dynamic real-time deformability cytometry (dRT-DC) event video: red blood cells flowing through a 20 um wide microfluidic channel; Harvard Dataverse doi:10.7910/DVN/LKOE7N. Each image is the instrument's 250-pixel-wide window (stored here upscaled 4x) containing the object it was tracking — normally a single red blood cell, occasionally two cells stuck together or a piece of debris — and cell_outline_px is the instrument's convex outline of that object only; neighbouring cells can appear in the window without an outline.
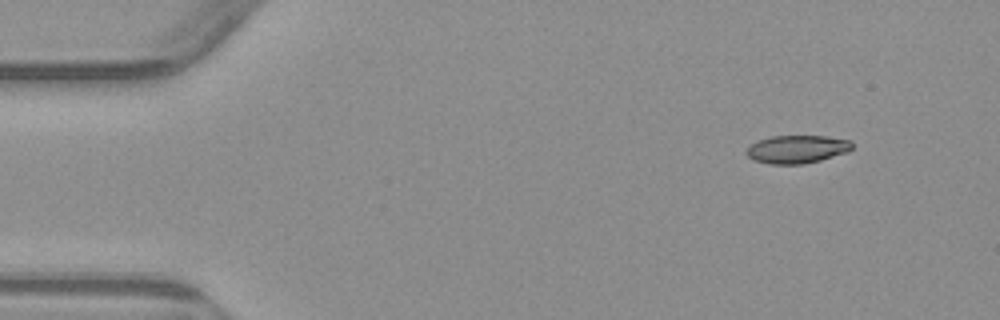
{"species": "common noctule bat (a hibernating species)", "species_latin": "Nyctalus noctula", "temperature_condition": "warm", "stored_images_in_passage": 3, "camera_frame_rate_fps": 3000, "um_per_image_px": 0.085, "animal": {"sex": "male", "body_mass_g": 23.1, "forearm_length_mm": 52.7}, "frame": {"image": 1, "passage_image": 1, "time_ms": 0.0, "image_size_px": [1000, 320], "cell_outline_px": [[852, 148], [848, 152], [820, 160], [804, 164], [768, 164], [756, 160], [748, 156], [744, 152], [752, 144], [760, 140], [772, 136], [824, 136], [852, 140]], "centroid_in_image_um": [67.77, 12.68], "position_along_channel_um": 17.2, "area_um2": 17.17}}
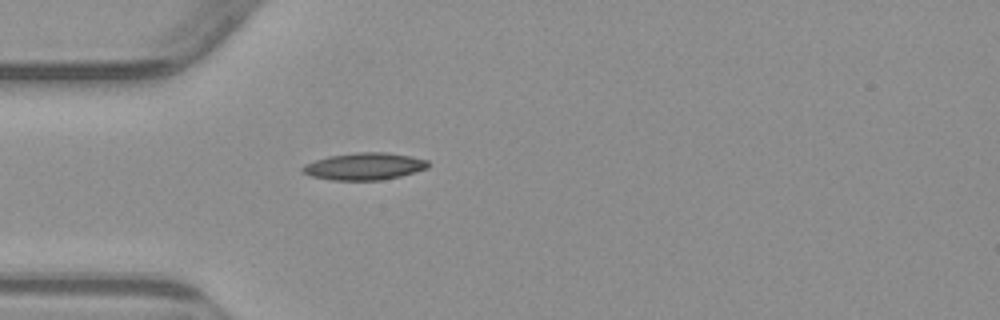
{"frame": {"image": 2, "passage_image": 3, "time_ms": 3.333, "image_size_px": [1000, 320], "cell_outline_px": [[428, 168], [400, 176], [380, 180], [332, 180], [312, 176], [304, 172], [300, 168], [304, 164], [328, 156], [356, 152], [388, 152], [428, 160]], "centroid_in_image_um": [30.96, 14.13], "position_along_channel_um": 54.0, "area_um2": 19.71}}